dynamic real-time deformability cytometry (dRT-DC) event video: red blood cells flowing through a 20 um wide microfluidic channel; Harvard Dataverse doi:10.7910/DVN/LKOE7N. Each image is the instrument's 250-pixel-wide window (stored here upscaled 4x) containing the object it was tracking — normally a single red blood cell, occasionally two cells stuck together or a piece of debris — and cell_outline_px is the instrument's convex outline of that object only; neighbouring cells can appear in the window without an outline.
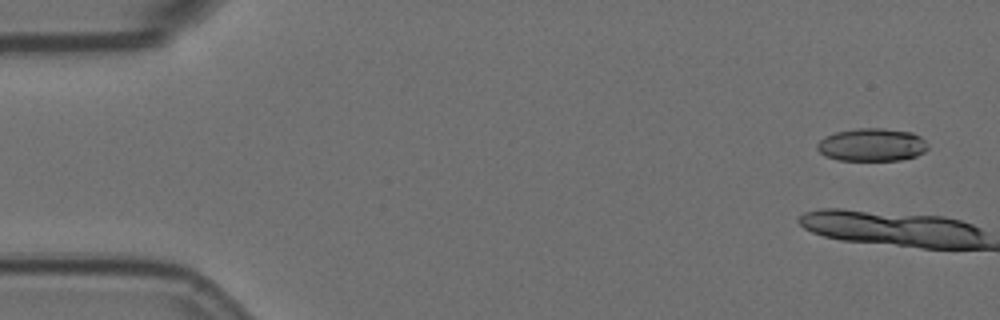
{"species": "Egyptian fruit bat (a non-hibernating species)", "species_latin": "Rousettus aegyptiacus", "temperature_condition": "room temperature", "stored_images_in_passage": 7, "camera_frame_rate_fps": 3000, "um_per_image_px": 0.085, "animal": {"sex": "female"}, "frame": {"image": 1, "passage_image": 1, "time_ms": 0.0, "image_size_px": [1000, 320], "cell_outline_px": [[928, 148], [924, 152], [916, 156], [900, 160], [836, 160], [824, 156], [816, 148], [816, 144], [824, 136], [836, 132], [856, 128], [884, 128], [912, 132], [920, 136], [928, 144]], "centroid_in_image_um": [74.09, 12.3], "position_along_channel_um": 10.9, "area_um2": 21.44}}
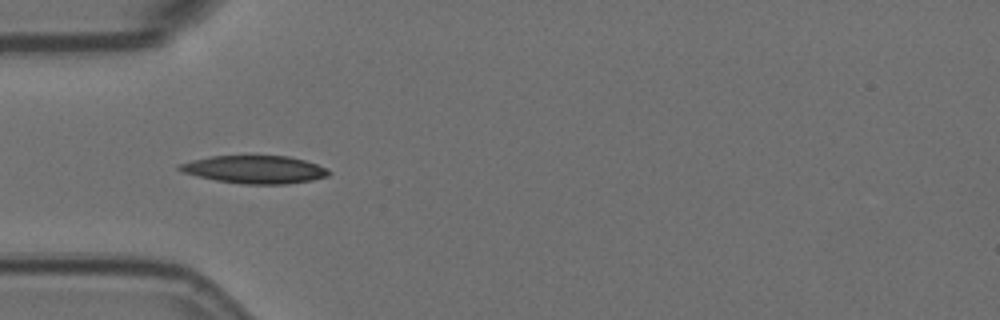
{"frame": {"image": 2, "passage_image": 6, "time_ms": 1.667, "image_size_px": [1000, 320], "cell_outline_px": [[332, 172], [328, 176], [312, 180], [288, 184], [244, 184], [216, 180], [196, 176], [184, 172], [176, 168], [176, 164], [192, 160], [212, 156], [288, 156], [304, 160], [328, 168]], "centroid_in_image_um": [21.66, 14.41], "position_along_channel_um": 63.3, "area_um2": 24.28}}
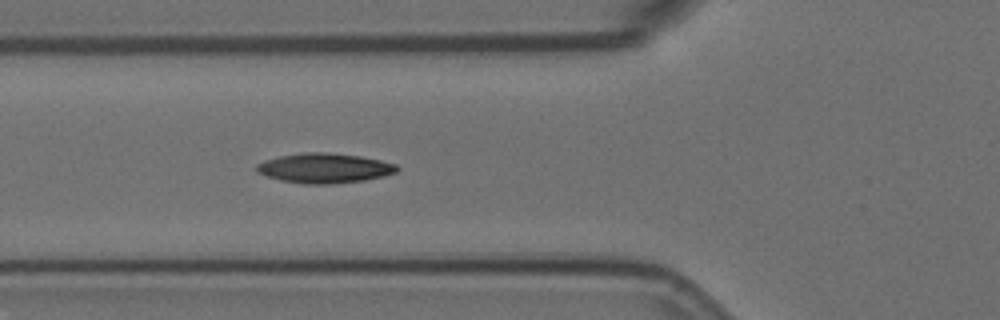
{"frame": {"image": 3, "passage_image": 7, "time_ms": 2.0, "image_size_px": [1000, 320], "cell_outline_px": [[400, 168], [396, 172], [384, 176], [364, 180], [332, 184], [304, 184], [280, 180], [256, 172], [256, 164], [264, 160], [280, 156], [304, 152], [328, 152], [360, 156], [380, 160], [396, 164]], "centroid_in_image_um": [27.57, 14.29], "position_along_channel_um": 98.2, "area_um2": 24.45}}